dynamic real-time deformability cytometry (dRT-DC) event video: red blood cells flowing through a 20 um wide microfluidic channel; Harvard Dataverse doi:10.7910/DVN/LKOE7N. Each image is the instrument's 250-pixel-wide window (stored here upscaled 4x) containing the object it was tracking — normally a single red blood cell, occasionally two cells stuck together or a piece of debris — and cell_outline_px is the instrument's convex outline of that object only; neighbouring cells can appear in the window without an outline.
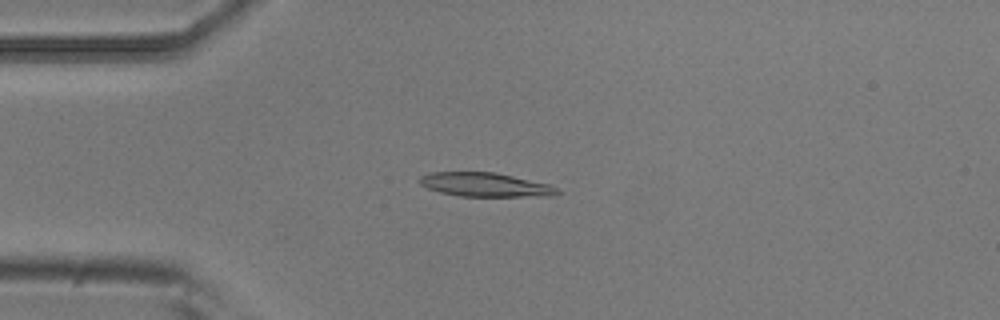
{"species": "common noctule bat (a hibernating species)", "species_latin": "Nyctalus noctula", "temperature_condition": "room temperature", "stored_images_in_passage": 6, "camera_frame_rate_fps": 3000, "um_per_image_px": 0.085, "animal": {"sex": "male", "body_mass_g": 20.5, "forearm_length_mm": 52.5}, "frame": {"image": 1, "passage_image": 4, "time_ms": 1.0, "image_size_px": [1000, 320], "cell_outline_px": [[564, 192], [552, 196], [460, 196], [440, 192], [428, 188], [420, 184], [420, 176], [432, 172], [496, 172], [548, 184]], "centroid_in_image_um": [41.27, 15.7], "position_along_channel_um": 43.7, "area_um2": 19.13}}
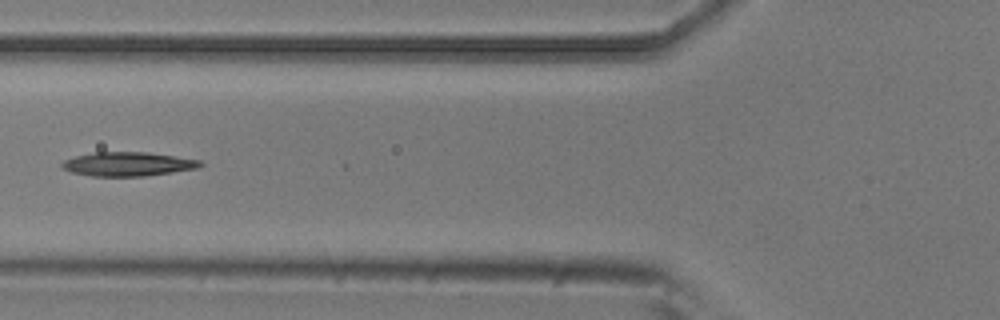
{"frame": {"image": 2, "passage_image": 6, "time_ms": 1.667, "image_size_px": [1000, 320], "cell_outline_px": [[204, 164], [200, 168], [144, 176], [92, 176], [72, 172], [60, 168], [60, 164], [64, 160], [76, 156], [96, 152], [148, 152], [200, 160]], "centroid_in_image_um": [10.87, 13.94], "position_along_channel_um": 114.9, "area_um2": 19.36}}